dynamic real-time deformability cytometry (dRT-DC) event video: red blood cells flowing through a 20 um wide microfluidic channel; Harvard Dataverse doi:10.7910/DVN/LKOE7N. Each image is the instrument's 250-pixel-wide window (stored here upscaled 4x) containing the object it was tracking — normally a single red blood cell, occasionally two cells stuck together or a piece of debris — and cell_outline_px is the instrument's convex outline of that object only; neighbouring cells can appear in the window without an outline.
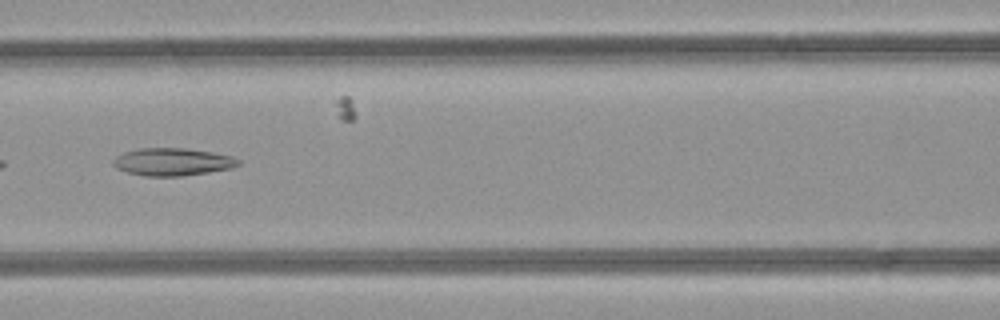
{"species": "common noctule bat (a hibernating species)", "species_latin": "Nyctalus noctula", "temperature_condition": "room temperature", "stored_images_in_passage": 34, "camera_frame_rate_fps": 3000, "um_per_image_px": 0.085, "animal": {"sex": "female", "body_mass_g": 21.9}, "frame": {"image": 1, "passage_image": 20, "time_ms": 6.333, "image_size_px": [1000, 320], "cell_outline_px": [[240, 164], [232, 168], [208, 172], [180, 176], [144, 176], [128, 172], [116, 168], [112, 164], [112, 160], [116, 156], [124, 152], [140, 148], [184, 148], [212, 152], [232, 156], [240, 160]], "centroid_in_image_um": [14.65, 13.75], "position_along_channel_um": 151.9, "area_um2": 20.11}}